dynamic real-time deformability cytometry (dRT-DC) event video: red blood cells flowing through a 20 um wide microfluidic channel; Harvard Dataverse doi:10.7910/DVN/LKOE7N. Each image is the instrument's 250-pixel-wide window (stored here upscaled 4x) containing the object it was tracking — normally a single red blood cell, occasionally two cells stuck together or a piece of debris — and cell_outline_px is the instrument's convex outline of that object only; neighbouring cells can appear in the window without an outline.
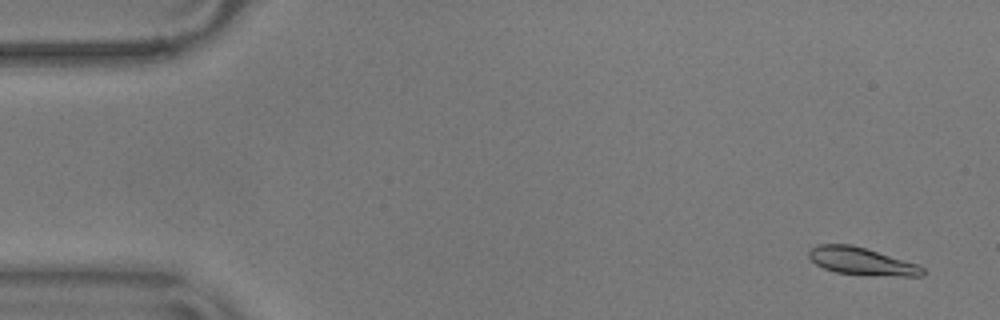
{"species": "common noctule bat (a hibernating species)", "species_latin": "Nyctalus noctula", "temperature_condition": "warm", "stored_images_in_passage": 54, "camera_frame_rate_fps": 3000, "um_per_image_px": 0.085, "animal": {"sex": "male", "body_mass_g": 17.9}, "frame": {"image": 1, "passage_image": 1, "time_ms": 0.0, "image_size_px": [1000, 320], "cell_outline_px": [[924, 276], [864, 276], [836, 272], [824, 268], [816, 264], [808, 256], [808, 248], [820, 244], [852, 244], [920, 264], [924, 268]], "centroid_in_image_um": [73.26, 22.22], "position_along_channel_um": 11.7, "area_um2": 18.67}}
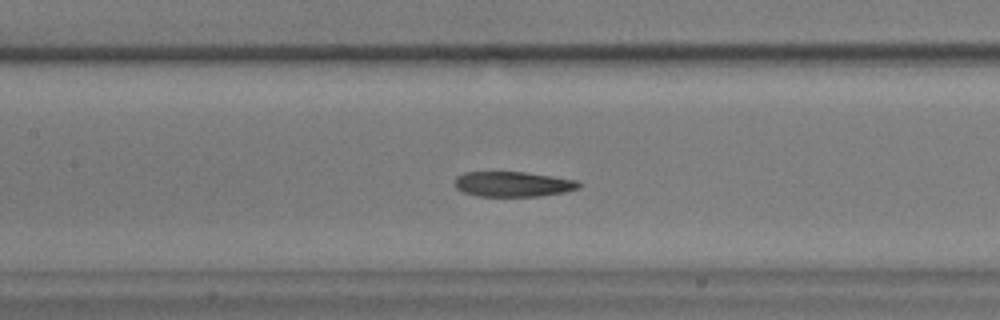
{"frame": {"image": 2, "passage_image": 23, "time_ms": 7.333, "image_size_px": [1000, 320], "cell_outline_px": [[580, 188], [564, 192], [540, 196], [476, 196], [464, 192], [456, 188], [456, 176], [464, 172], [524, 172], [552, 176], [576, 180], [580, 184]], "centroid_in_image_um": [43.6, 15.65], "position_along_channel_um": 163.8, "area_um2": 18.09}}
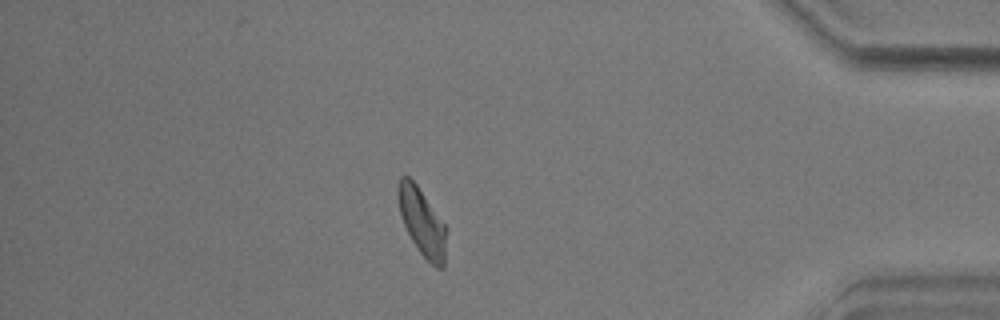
{"frame": {"image": 3, "passage_image": 46, "time_ms": 15.0, "image_size_px": [1000, 320], "cell_outline_px": [[444, 268], [436, 268], [420, 252], [412, 240], [404, 224], [400, 212], [396, 192], [396, 188], [400, 176], [408, 176], [416, 184], [444, 224]], "centroid_in_image_um": [35.81, 18.83], "position_along_channel_um": 399.4, "area_um2": 18.21}}